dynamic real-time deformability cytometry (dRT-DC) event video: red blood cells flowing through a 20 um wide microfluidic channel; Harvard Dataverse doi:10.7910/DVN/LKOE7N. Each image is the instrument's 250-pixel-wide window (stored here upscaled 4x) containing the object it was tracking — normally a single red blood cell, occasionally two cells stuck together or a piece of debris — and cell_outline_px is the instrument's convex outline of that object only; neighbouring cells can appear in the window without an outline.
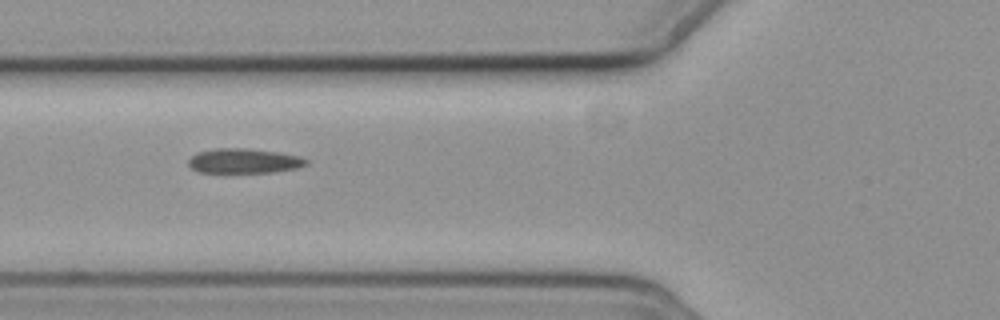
{"species": "common noctule bat (a hibernating species)", "species_latin": "Nyctalus noctula", "temperature_condition": "cold", "stored_images_in_passage": 3, "camera_frame_rate_fps": 3000, "um_per_image_px": 0.085, "animal": {"sex": "female", "body_mass_g": 19.3, "forearm_length_mm": 54.1}, "frame": {"image": 1, "passage_image": 2, "time_ms": 1.0, "image_size_px": [1000, 320], "cell_outline_px": [[308, 164], [296, 168], [272, 172], [200, 172], [192, 168], [188, 164], [188, 160], [196, 152], [216, 148], [248, 148], [280, 152], [300, 156], [308, 160]], "centroid_in_image_um": [20.75, 13.66], "position_along_channel_um": 105.1, "area_um2": 16.99}}